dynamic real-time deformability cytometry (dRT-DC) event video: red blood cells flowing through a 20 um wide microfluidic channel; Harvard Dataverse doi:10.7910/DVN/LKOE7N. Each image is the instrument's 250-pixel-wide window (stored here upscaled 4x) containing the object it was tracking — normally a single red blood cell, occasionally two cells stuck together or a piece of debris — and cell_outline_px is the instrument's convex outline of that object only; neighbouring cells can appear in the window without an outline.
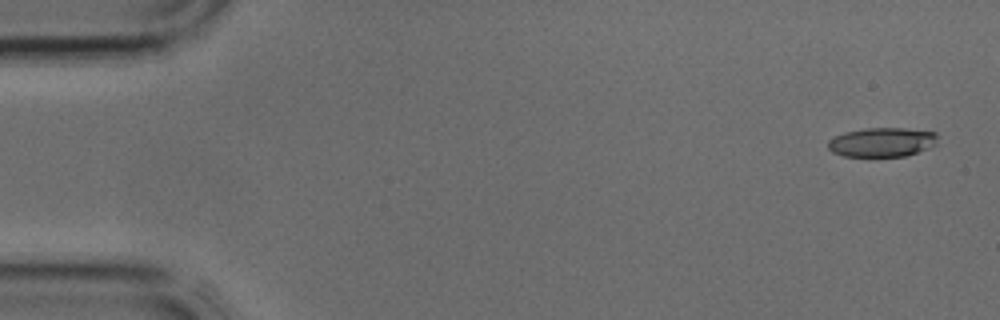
{"species": "common noctule bat (a hibernating species)", "species_latin": "Nyctalus noctula", "temperature_condition": "cold", "stored_images_in_passage": 4, "camera_frame_rate_fps": 3000, "um_per_image_px": 0.085, "animal": {"sex": "male", "body_mass_g": 17.9, "forearm_length_mm": 54.2}, "frame": {"image": 1, "passage_image": 1, "time_ms": 0.0, "image_size_px": [1000, 320], "cell_outline_px": [[936, 144], [928, 148], [904, 156], [844, 156], [832, 152], [828, 148], [828, 140], [844, 132], [864, 128], [904, 128], [936, 132]], "centroid_in_image_um": [74.94, 12.08], "position_along_channel_um": 10.1, "area_um2": 18.55}}
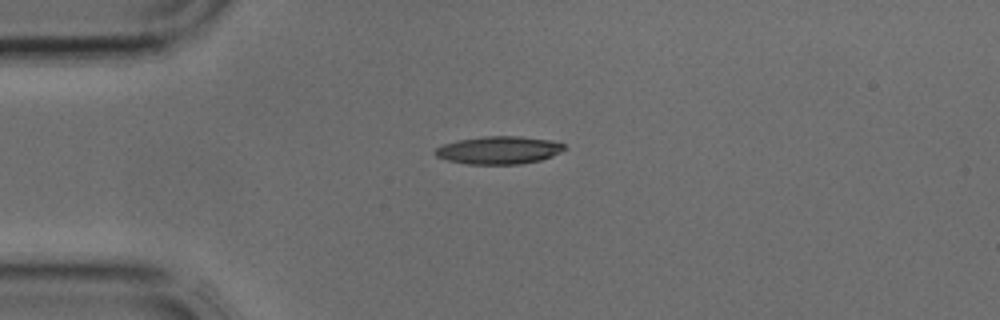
{"frame": {"image": 2, "passage_image": 3, "time_ms": 0.667, "image_size_px": [1000, 320], "cell_outline_px": [[568, 148], [552, 156], [540, 160], [520, 164], [468, 164], [448, 160], [436, 156], [432, 152], [436, 148], [444, 144], [456, 140], [484, 136], [520, 136], [552, 140], [564, 144]], "centroid_in_image_um": [42.41, 12.75], "position_along_channel_um": 42.6, "area_um2": 21.04}}